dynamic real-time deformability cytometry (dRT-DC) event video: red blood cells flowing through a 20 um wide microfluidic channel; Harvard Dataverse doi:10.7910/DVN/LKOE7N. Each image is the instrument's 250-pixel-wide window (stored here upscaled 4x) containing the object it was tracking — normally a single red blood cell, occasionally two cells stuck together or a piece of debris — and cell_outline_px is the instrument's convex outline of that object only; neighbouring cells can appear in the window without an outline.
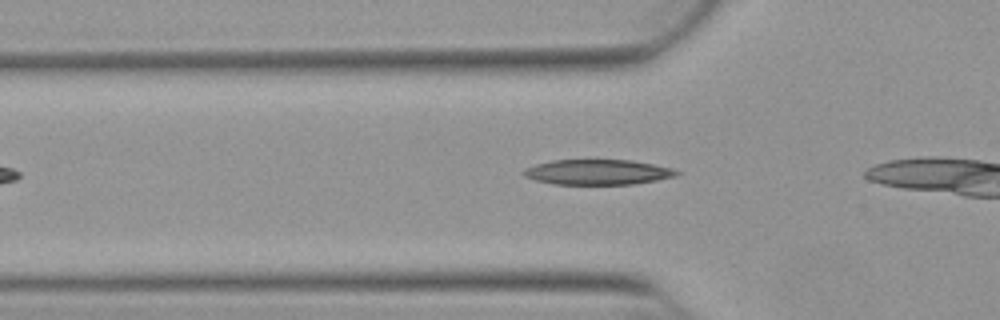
{"species": "Egyptian fruit bat (a non-hibernating species)", "species_latin": "Rousettus aegyptiacus", "temperature_condition": "warm", "stored_images_in_passage": 27, "camera_frame_rate_fps": 3000, "um_per_image_px": 0.085, "animal": {"sex": "female"}, "frame": {"image": 1, "passage_image": 3, "time_ms": 0.667, "image_size_px": [1000, 320], "cell_outline_px": [[680, 172], [676, 176], [656, 180], [632, 184], [552, 184], [536, 180], [524, 176], [520, 172], [524, 168], [536, 164], [552, 160], [632, 160], [672, 168]], "centroid_in_image_um": [50.76, 14.63], "position_along_channel_um": 75.0, "area_um2": 22.43}}
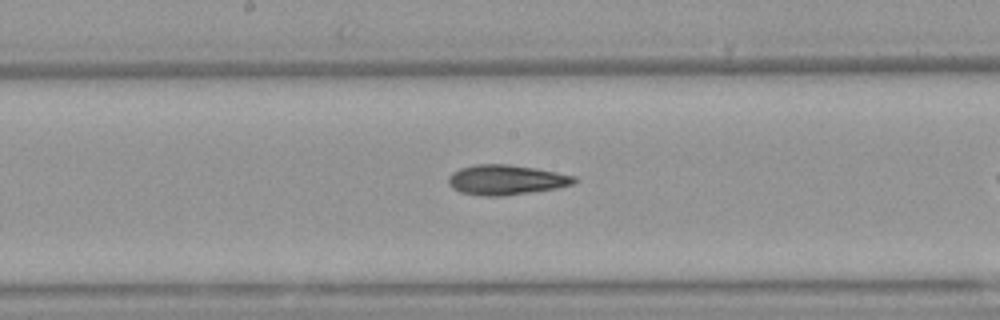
{"frame": {"image": 2, "passage_image": 13, "time_ms": 4.0, "image_size_px": [1000, 320], "cell_outline_px": [[580, 180], [572, 184], [556, 188], [500, 196], [484, 196], [460, 192], [452, 188], [448, 184], [448, 176], [452, 172], [460, 168], [476, 164], [508, 164], [536, 168], [576, 176]], "centroid_in_image_um": [43.0, 15.27], "position_along_channel_um": 205.2, "area_um2": 21.96}}
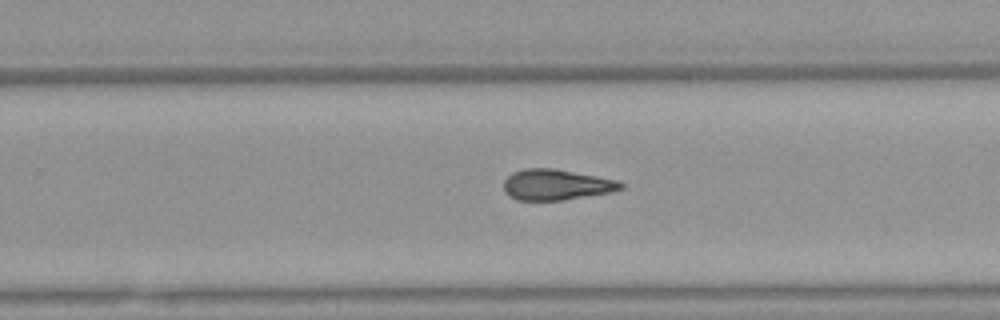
{"frame": {"image": 3, "passage_image": 19, "time_ms": 6.0, "image_size_px": [1000, 320], "cell_outline_px": [[624, 188], [612, 192], [564, 200], [516, 200], [508, 196], [504, 192], [504, 180], [512, 172], [524, 168], [552, 168], [596, 176], [616, 180], [624, 184]], "centroid_in_image_um": [47.25, 15.7], "position_along_channel_um": 282.5, "area_um2": 21.04}}